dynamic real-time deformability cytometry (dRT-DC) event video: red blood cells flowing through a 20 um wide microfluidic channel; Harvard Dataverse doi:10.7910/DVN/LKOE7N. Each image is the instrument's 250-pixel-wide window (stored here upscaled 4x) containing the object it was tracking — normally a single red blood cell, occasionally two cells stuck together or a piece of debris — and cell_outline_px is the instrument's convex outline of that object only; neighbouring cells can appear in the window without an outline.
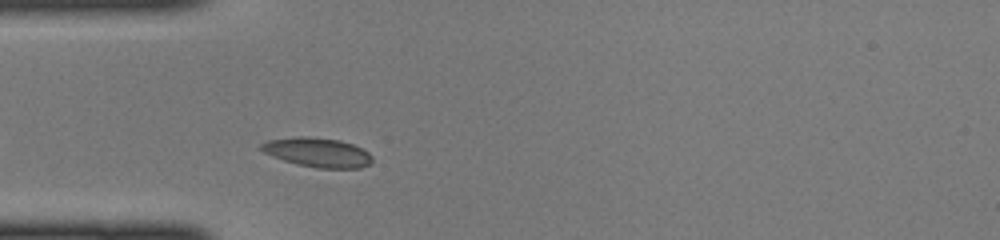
{"species": "common noctule bat (a hibernating species)", "species_latin": "Nyctalus noctula", "temperature_condition": "cold", "stored_images_in_passage": 30, "camera_frame_rate_fps": 3000, "um_per_image_px": 0.085, "animal": {"sex": "female", "body_mass_g": 22.0, "forearm_length_mm": 56.7}, "frame": {"image": 1, "passage_image": 4, "time_ms": 1.0, "image_size_px": [1000, 240], "cell_outline_px": [[372, 160], [368, 164], [360, 168], [316, 168], [296, 164], [272, 156], [264, 152], [260, 148], [260, 144], [268, 140], [300, 136], [308, 136], [340, 140], [352, 144], [368, 152], [372, 156]], "centroid_in_image_um": [26.98, 12.95], "position_along_channel_um": 58.0, "area_um2": 18.9}}
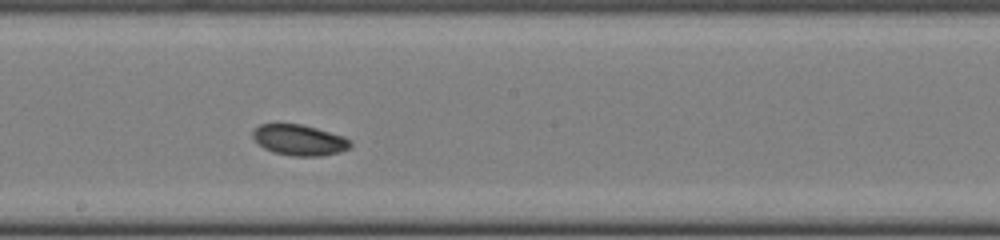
{"frame": {"image": 2, "passage_image": 16, "time_ms": 5.0, "image_size_px": [1000, 240], "cell_outline_px": [[352, 144], [348, 148], [340, 152], [320, 156], [292, 156], [272, 152], [264, 148], [252, 136], [252, 132], [260, 124], [300, 124], [316, 128], [344, 136], [352, 140]], "centroid_in_image_um": [25.47, 11.91], "position_along_channel_um": 222.7, "area_um2": 17.46}}
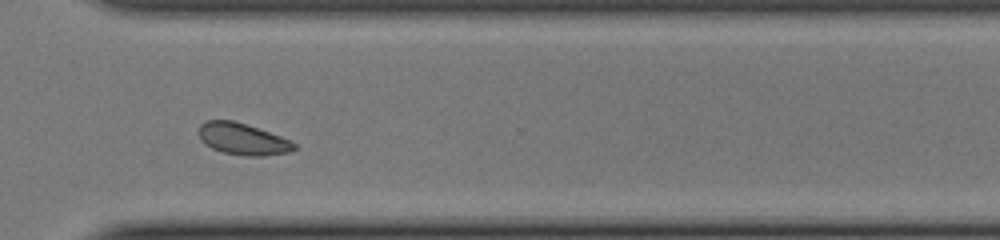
{"frame": {"image": 3, "passage_image": 25, "time_ms": 8.0, "image_size_px": [1000, 240], "cell_outline_px": [[296, 148], [288, 152], [264, 156], [248, 156], [224, 152], [212, 148], [204, 144], [200, 140], [196, 132], [200, 124], [208, 120], [232, 120], [280, 136], [296, 144]], "centroid_in_image_um": [20.56, 11.82], "position_along_channel_um": 350.0, "area_um2": 17.46}}